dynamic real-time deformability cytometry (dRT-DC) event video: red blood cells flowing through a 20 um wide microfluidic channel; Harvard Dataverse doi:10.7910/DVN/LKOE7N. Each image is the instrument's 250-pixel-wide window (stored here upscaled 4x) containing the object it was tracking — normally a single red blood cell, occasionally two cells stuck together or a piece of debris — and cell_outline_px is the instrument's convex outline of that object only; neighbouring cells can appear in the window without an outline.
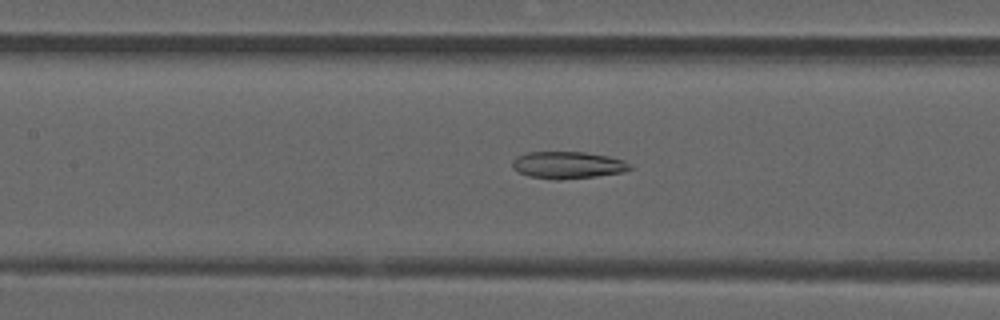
{"species": "common noctule bat (a hibernating species)", "species_latin": "Nyctalus noctula", "temperature_condition": "room temperature", "stored_images_in_passage": 53, "camera_frame_rate_fps": 3000, "um_per_image_px": 0.085, "animal": {"sex": "male", "forearm_length_mm": 52.5}, "frame": {"image": 1, "passage_image": 24, "time_ms": 7.667, "image_size_px": [1000, 320], "cell_outline_px": [[632, 168], [624, 172], [596, 176], [556, 180], [552, 180], [528, 176], [516, 172], [512, 168], [512, 160], [516, 156], [528, 152], [584, 152], [608, 156], [624, 160], [632, 164]], "centroid_in_image_um": [48.23, 14.03], "position_along_channel_um": 159.2, "area_um2": 18.79}}
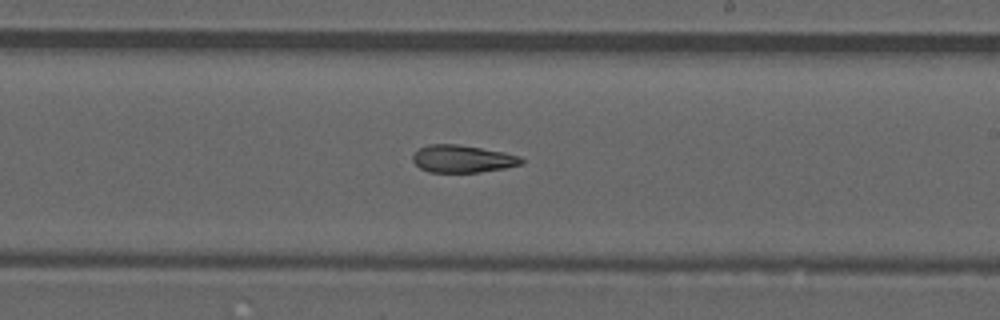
{"frame": {"image": 2, "passage_image": 31, "time_ms": 10.0, "image_size_px": [1000, 320], "cell_outline_px": [[524, 164], [504, 168], [480, 172], [428, 172], [420, 168], [412, 160], [412, 156], [420, 148], [428, 144], [456, 144], [504, 152], [520, 156], [524, 160]], "centroid_in_image_um": [39.33, 13.5], "position_along_channel_um": 249.7, "area_um2": 17.34}}
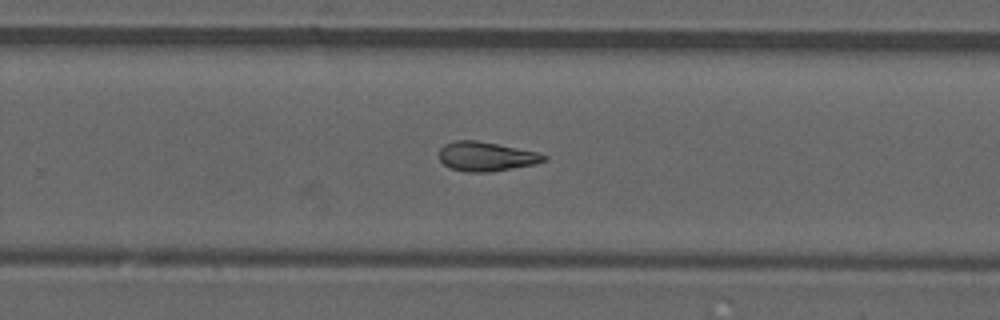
{"frame": {"image": 3, "passage_image": 34, "time_ms": 11.0, "image_size_px": [1000, 320], "cell_outline_px": [[548, 160], [536, 164], [492, 172], [468, 172], [452, 168], [444, 164], [440, 160], [440, 148], [444, 144], [456, 140], [476, 140], [540, 152], [548, 156]], "centroid_in_image_um": [41.38, 13.3], "position_along_channel_um": 288.4, "area_um2": 18.03}, "authors_computed_cell_mechanics": {"area_um2": 18.7272, "velocity_mm_per_s": 3.896, "shape_relaxation_time_tau1_ms": null, "shape_relaxation_time_tau2_ms": 10.6432, "deformation_change_tau1": null, "deformation_change_tau2": 0.2432}}